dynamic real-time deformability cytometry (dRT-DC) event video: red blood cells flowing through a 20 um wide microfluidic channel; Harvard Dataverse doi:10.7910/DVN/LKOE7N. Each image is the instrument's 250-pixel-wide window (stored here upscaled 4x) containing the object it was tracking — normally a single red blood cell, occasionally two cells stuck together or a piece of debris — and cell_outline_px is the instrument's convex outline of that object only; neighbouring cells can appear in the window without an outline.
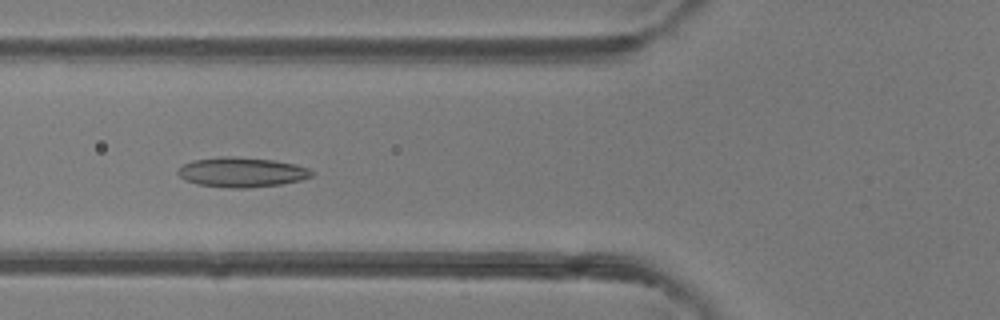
{"species": "common noctule bat (a hibernating species)", "species_latin": "Nyctalus noctula", "temperature_condition": "room temperature", "stored_images_in_passage": 6, "camera_frame_rate_fps": 3000, "um_per_image_px": 0.085, "animal": {"sex": "female"}, "frame": {"image": 1, "passage_image": 6, "time_ms": 1.667, "image_size_px": [1000, 320], "cell_outline_px": [[312, 176], [300, 180], [280, 184], [248, 188], [228, 188], [196, 184], [184, 180], [176, 172], [184, 164], [192, 160], [224, 156], [232, 156], [272, 160], [296, 164], [308, 168], [312, 172]], "centroid_in_image_um": [20.51, 14.64], "position_along_channel_um": 105.3, "area_um2": 23.18}}